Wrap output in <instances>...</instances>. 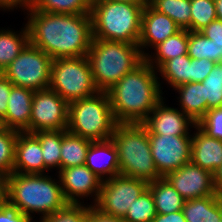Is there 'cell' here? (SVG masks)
I'll return each instance as SVG.
<instances>
[{
    "label": "cell",
    "mask_w": 222,
    "mask_h": 222,
    "mask_svg": "<svg viewBox=\"0 0 222 222\" xmlns=\"http://www.w3.org/2000/svg\"><path fill=\"white\" fill-rule=\"evenodd\" d=\"M30 43L53 60L87 56L92 42L90 14H56L24 8Z\"/></svg>",
    "instance_id": "obj_1"
},
{
    "label": "cell",
    "mask_w": 222,
    "mask_h": 222,
    "mask_svg": "<svg viewBox=\"0 0 222 222\" xmlns=\"http://www.w3.org/2000/svg\"><path fill=\"white\" fill-rule=\"evenodd\" d=\"M157 70L146 60L115 83L107 94L117 123H142L166 96Z\"/></svg>",
    "instance_id": "obj_2"
},
{
    "label": "cell",
    "mask_w": 222,
    "mask_h": 222,
    "mask_svg": "<svg viewBox=\"0 0 222 222\" xmlns=\"http://www.w3.org/2000/svg\"><path fill=\"white\" fill-rule=\"evenodd\" d=\"M53 174L56 177L49 173L13 172L7 176L6 203L34 222L64 208L68 202L63 195L58 174Z\"/></svg>",
    "instance_id": "obj_3"
},
{
    "label": "cell",
    "mask_w": 222,
    "mask_h": 222,
    "mask_svg": "<svg viewBox=\"0 0 222 222\" xmlns=\"http://www.w3.org/2000/svg\"><path fill=\"white\" fill-rule=\"evenodd\" d=\"M87 57L95 87L100 92L109 91L145 60L138 44L101 39H92Z\"/></svg>",
    "instance_id": "obj_4"
},
{
    "label": "cell",
    "mask_w": 222,
    "mask_h": 222,
    "mask_svg": "<svg viewBox=\"0 0 222 222\" xmlns=\"http://www.w3.org/2000/svg\"><path fill=\"white\" fill-rule=\"evenodd\" d=\"M111 140L118 152L121 175L148 183L162 178L152 157L148 131L142 123H117Z\"/></svg>",
    "instance_id": "obj_5"
},
{
    "label": "cell",
    "mask_w": 222,
    "mask_h": 222,
    "mask_svg": "<svg viewBox=\"0 0 222 222\" xmlns=\"http://www.w3.org/2000/svg\"><path fill=\"white\" fill-rule=\"evenodd\" d=\"M145 5L93 0L90 12L93 39L138 44Z\"/></svg>",
    "instance_id": "obj_6"
},
{
    "label": "cell",
    "mask_w": 222,
    "mask_h": 222,
    "mask_svg": "<svg viewBox=\"0 0 222 222\" xmlns=\"http://www.w3.org/2000/svg\"><path fill=\"white\" fill-rule=\"evenodd\" d=\"M116 124L107 92L98 91L69 103L67 131L74 135L91 141L107 140Z\"/></svg>",
    "instance_id": "obj_7"
},
{
    "label": "cell",
    "mask_w": 222,
    "mask_h": 222,
    "mask_svg": "<svg viewBox=\"0 0 222 222\" xmlns=\"http://www.w3.org/2000/svg\"><path fill=\"white\" fill-rule=\"evenodd\" d=\"M49 89L68 103L98 92L87 56L58 58L52 61Z\"/></svg>",
    "instance_id": "obj_8"
},
{
    "label": "cell",
    "mask_w": 222,
    "mask_h": 222,
    "mask_svg": "<svg viewBox=\"0 0 222 222\" xmlns=\"http://www.w3.org/2000/svg\"><path fill=\"white\" fill-rule=\"evenodd\" d=\"M52 61L43 50L29 42L2 74L14 86L45 90L50 85Z\"/></svg>",
    "instance_id": "obj_9"
},
{
    "label": "cell",
    "mask_w": 222,
    "mask_h": 222,
    "mask_svg": "<svg viewBox=\"0 0 222 222\" xmlns=\"http://www.w3.org/2000/svg\"><path fill=\"white\" fill-rule=\"evenodd\" d=\"M148 184L144 180L121 174L104 180L94 206L105 214L124 218L134 200L148 188Z\"/></svg>",
    "instance_id": "obj_10"
},
{
    "label": "cell",
    "mask_w": 222,
    "mask_h": 222,
    "mask_svg": "<svg viewBox=\"0 0 222 222\" xmlns=\"http://www.w3.org/2000/svg\"><path fill=\"white\" fill-rule=\"evenodd\" d=\"M69 103L51 89L34 91L29 131L67 130Z\"/></svg>",
    "instance_id": "obj_11"
},
{
    "label": "cell",
    "mask_w": 222,
    "mask_h": 222,
    "mask_svg": "<svg viewBox=\"0 0 222 222\" xmlns=\"http://www.w3.org/2000/svg\"><path fill=\"white\" fill-rule=\"evenodd\" d=\"M191 138L192 135L149 134L152 157L162 177L191 162Z\"/></svg>",
    "instance_id": "obj_12"
},
{
    "label": "cell",
    "mask_w": 222,
    "mask_h": 222,
    "mask_svg": "<svg viewBox=\"0 0 222 222\" xmlns=\"http://www.w3.org/2000/svg\"><path fill=\"white\" fill-rule=\"evenodd\" d=\"M57 174L63 195L68 203H87L89 205H94L96 203L101 189L102 180L85 164L60 169ZM88 198L90 202H84L88 201Z\"/></svg>",
    "instance_id": "obj_13"
},
{
    "label": "cell",
    "mask_w": 222,
    "mask_h": 222,
    "mask_svg": "<svg viewBox=\"0 0 222 222\" xmlns=\"http://www.w3.org/2000/svg\"><path fill=\"white\" fill-rule=\"evenodd\" d=\"M164 178L186 200H192L211 195H219L214 186L213 174L198 165L189 162Z\"/></svg>",
    "instance_id": "obj_14"
},
{
    "label": "cell",
    "mask_w": 222,
    "mask_h": 222,
    "mask_svg": "<svg viewBox=\"0 0 222 222\" xmlns=\"http://www.w3.org/2000/svg\"><path fill=\"white\" fill-rule=\"evenodd\" d=\"M169 106L164 97L142 122L148 134L192 135L195 123L182 110Z\"/></svg>",
    "instance_id": "obj_15"
},
{
    "label": "cell",
    "mask_w": 222,
    "mask_h": 222,
    "mask_svg": "<svg viewBox=\"0 0 222 222\" xmlns=\"http://www.w3.org/2000/svg\"><path fill=\"white\" fill-rule=\"evenodd\" d=\"M180 30L170 17L154 10L147 3L142 13L141 36L138 42L142 55L145 57L156 45Z\"/></svg>",
    "instance_id": "obj_16"
},
{
    "label": "cell",
    "mask_w": 222,
    "mask_h": 222,
    "mask_svg": "<svg viewBox=\"0 0 222 222\" xmlns=\"http://www.w3.org/2000/svg\"><path fill=\"white\" fill-rule=\"evenodd\" d=\"M13 172L22 174H48L42 157L39 139L32 133L18 132Z\"/></svg>",
    "instance_id": "obj_17"
},
{
    "label": "cell",
    "mask_w": 222,
    "mask_h": 222,
    "mask_svg": "<svg viewBox=\"0 0 222 222\" xmlns=\"http://www.w3.org/2000/svg\"><path fill=\"white\" fill-rule=\"evenodd\" d=\"M85 165L102 181L120 174L118 152L111 138L91 142Z\"/></svg>",
    "instance_id": "obj_18"
},
{
    "label": "cell",
    "mask_w": 222,
    "mask_h": 222,
    "mask_svg": "<svg viewBox=\"0 0 222 222\" xmlns=\"http://www.w3.org/2000/svg\"><path fill=\"white\" fill-rule=\"evenodd\" d=\"M191 138V162L210 173L222 165V140L208 136L197 125Z\"/></svg>",
    "instance_id": "obj_19"
},
{
    "label": "cell",
    "mask_w": 222,
    "mask_h": 222,
    "mask_svg": "<svg viewBox=\"0 0 222 222\" xmlns=\"http://www.w3.org/2000/svg\"><path fill=\"white\" fill-rule=\"evenodd\" d=\"M34 90L12 86L7 103V112L1 125L19 132L29 131V121Z\"/></svg>",
    "instance_id": "obj_20"
},
{
    "label": "cell",
    "mask_w": 222,
    "mask_h": 222,
    "mask_svg": "<svg viewBox=\"0 0 222 222\" xmlns=\"http://www.w3.org/2000/svg\"><path fill=\"white\" fill-rule=\"evenodd\" d=\"M178 108L198 123L205 116V86L202 82H189L172 89Z\"/></svg>",
    "instance_id": "obj_21"
},
{
    "label": "cell",
    "mask_w": 222,
    "mask_h": 222,
    "mask_svg": "<svg viewBox=\"0 0 222 222\" xmlns=\"http://www.w3.org/2000/svg\"><path fill=\"white\" fill-rule=\"evenodd\" d=\"M182 212L187 222H221L222 195L186 200Z\"/></svg>",
    "instance_id": "obj_22"
},
{
    "label": "cell",
    "mask_w": 222,
    "mask_h": 222,
    "mask_svg": "<svg viewBox=\"0 0 222 222\" xmlns=\"http://www.w3.org/2000/svg\"><path fill=\"white\" fill-rule=\"evenodd\" d=\"M188 41L189 31L181 29L173 36L156 45L152 49L153 51L145 56V60L157 70L167 60L187 54Z\"/></svg>",
    "instance_id": "obj_23"
},
{
    "label": "cell",
    "mask_w": 222,
    "mask_h": 222,
    "mask_svg": "<svg viewBox=\"0 0 222 222\" xmlns=\"http://www.w3.org/2000/svg\"><path fill=\"white\" fill-rule=\"evenodd\" d=\"M20 30L0 27V73L21 53L30 42L26 23Z\"/></svg>",
    "instance_id": "obj_24"
},
{
    "label": "cell",
    "mask_w": 222,
    "mask_h": 222,
    "mask_svg": "<svg viewBox=\"0 0 222 222\" xmlns=\"http://www.w3.org/2000/svg\"><path fill=\"white\" fill-rule=\"evenodd\" d=\"M148 188L153 195L156 213L170 214L182 210L185 200L164 177L150 182Z\"/></svg>",
    "instance_id": "obj_25"
},
{
    "label": "cell",
    "mask_w": 222,
    "mask_h": 222,
    "mask_svg": "<svg viewBox=\"0 0 222 222\" xmlns=\"http://www.w3.org/2000/svg\"><path fill=\"white\" fill-rule=\"evenodd\" d=\"M91 142L89 139L62 130L61 169L84 165Z\"/></svg>",
    "instance_id": "obj_26"
},
{
    "label": "cell",
    "mask_w": 222,
    "mask_h": 222,
    "mask_svg": "<svg viewBox=\"0 0 222 222\" xmlns=\"http://www.w3.org/2000/svg\"><path fill=\"white\" fill-rule=\"evenodd\" d=\"M157 74L160 87L166 84L167 88L169 87L168 90H170V88L174 89L177 86L189 83V76H190L189 55L185 54L183 56H177L173 59L167 60L157 69Z\"/></svg>",
    "instance_id": "obj_27"
},
{
    "label": "cell",
    "mask_w": 222,
    "mask_h": 222,
    "mask_svg": "<svg viewBox=\"0 0 222 222\" xmlns=\"http://www.w3.org/2000/svg\"><path fill=\"white\" fill-rule=\"evenodd\" d=\"M40 141L45 168L56 174L61 169L62 130L39 131L33 133Z\"/></svg>",
    "instance_id": "obj_28"
},
{
    "label": "cell",
    "mask_w": 222,
    "mask_h": 222,
    "mask_svg": "<svg viewBox=\"0 0 222 222\" xmlns=\"http://www.w3.org/2000/svg\"><path fill=\"white\" fill-rule=\"evenodd\" d=\"M148 4L170 17L181 29L191 31L190 0H150Z\"/></svg>",
    "instance_id": "obj_29"
},
{
    "label": "cell",
    "mask_w": 222,
    "mask_h": 222,
    "mask_svg": "<svg viewBox=\"0 0 222 222\" xmlns=\"http://www.w3.org/2000/svg\"><path fill=\"white\" fill-rule=\"evenodd\" d=\"M93 0H35L32 7L56 14H90Z\"/></svg>",
    "instance_id": "obj_30"
},
{
    "label": "cell",
    "mask_w": 222,
    "mask_h": 222,
    "mask_svg": "<svg viewBox=\"0 0 222 222\" xmlns=\"http://www.w3.org/2000/svg\"><path fill=\"white\" fill-rule=\"evenodd\" d=\"M187 54L190 58H206L222 63V47H217L213 40L206 38L201 32L189 31Z\"/></svg>",
    "instance_id": "obj_31"
},
{
    "label": "cell",
    "mask_w": 222,
    "mask_h": 222,
    "mask_svg": "<svg viewBox=\"0 0 222 222\" xmlns=\"http://www.w3.org/2000/svg\"><path fill=\"white\" fill-rule=\"evenodd\" d=\"M156 214L153 195L147 188L134 200L123 219L125 222H152Z\"/></svg>",
    "instance_id": "obj_32"
},
{
    "label": "cell",
    "mask_w": 222,
    "mask_h": 222,
    "mask_svg": "<svg viewBox=\"0 0 222 222\" xmlns=\"http://www.w3.org/2000/svg\"><path fill=\"white\" fill-rule=\"evenodd\" d=\"M205 86V114L209 109L222 107V63H216L202 81Z\"/></svg>",
    "instance_id": "obj_33"
},
{
    "label": "cell",
    "mask_w": 222,
    "mask_h": 222,
    "mask_svg": "<svg viewBox=\"0 0 222 222\" xmlns=\"http://www.w3.org/2000/svg\"><path fill=\"white\" fill-rule=\"evenodd\" d=\"M17 130L0 128V173L9 176L13 173Z\"/></svg>",
    "instance_id": "obj_34"
},
{
    "label": "cell",
    "mask_w": 222,
    "mask_h": 222,
    "mask_svg": "<svg viewBox=\"0 0 222 222\" xmlns=\"http://www.w3.org/2000/svg\"><path fill=\"white\" fill-rule=\"evenodd\" d=\"M190 2L192 32H200L217 19L214 0H190Z\"/></svg>",
    "instance_id": "obj_35"
},
{
    "label": "cell",
    "mask_w": 222,
    "mask_h": 222,
    "mask_svg": "<svg viewBox=\"0 0 222 222\" xmlns=\"http://www.w3.org/2000/svg\"><path fill=\"white\" fill-rule=\"evenodd\" d=\"M88 204L68 203L64 208L49 214L37 222H86Z\"/></svg>",
    "instance_id": "obj_36"
},
{
    "label": "cell",
    "mask_w": 222,
    "mask_h": 222,
    "mask_svg": "<svg viewBox=\"0 0 222 222\" xmlns=\"http://www.w3.org/2000/svg\"><path fill=\"white\" fill-rule=\"evenodd\" d=\"M197 126L208 136L222 140V107L209 109Z\"/></svg>",
    "instance_id": "obj_37"
},
{
    "label": "cell",
    "mask_w": 222,
    "mask_h": 222,
    "mask_svg": "<svg viewBox=\"0 0 222 222\" xmlns=\"http://www.w3.org/2000/svg\"><path fill=\"white\" fill-rule=\"evenodd\" d=\"M216 62L203 58H190V76L189 82H202L212 71Z\"/></svg>",
    "instance_id": "obj_38"
},
{
    "label": "cell",
    "mask_w": 222,
    "mask_h": 222,
    "mask_svg": "<svg viewBox=\"0 0 222 222\" xmlns=\"http://www.w3.org/2000/svg\"><path fill=\"white\" fill-rule=\"evenodd\" d=\"M0 222H34L7 203L0 207Z\"/></svg>",
    "instance_id": "obj_39"
},
{
    "label": "cell",
    "mask_w": 222,
    "mask_h": 222,
    "mask_svg": "<svg viewBox=\"0 0 222 222\" xmlns=\"http://www.w3.org/2000/svg\"><path fill=\"white\" fill-rule=\"evenodd\" d=\"M206 38L213 40L217 47H222V20L215 19L200 31Z\"/></svg>",
    "instance_id": "obj_40"
},
{
    "label": "cell",
    "mask_w": 222,
    "mask_h": 222,
    "mask_svg": "<svg viewBox=\"0 0 222 222\" xmlns=\"http://www.w3.org/2000/svg\"><path fill=\"white\" fill-rule=\"evenodd\" d=\"M13 84L2 73H0V121L5 118L7 103Z\"/></svg>",
    "instance_id": "obj_41"
},
{
    "label": "cell",
    "mask_w": 222,
    "mask_h": 222,
    "mask_svg": "<svg viewBox=\"0 0 222 222\" xmlns=\"http://www.w3.org/2000/svg\"><path fill=\"white\" fill-rule=\"evenodd\" d=\"M86 222H125V220L120 217L105 214L94 205L88 204V214Z\"/></svg>",
    "instance_id": "obj_42"
},
{
    "label": "cell",
    "mask_w": 222,
    "mask_h": 222,
    "mask_svg": "<svg viewBox=\"0 0 222 222\" xmlns=\"http://www.w3.org/2000/svg\"><path fill=\"white\" fill-rule=\"evenodd\" d=\"M34 1L35 0H0V11L8 13L14 12V10H23L24 8L31 7Z\"/></svg>",
    "instance_id": "obj_43"
},
{
    "label": "cell",
    "mask_w": 222,
    "mask_h": 222,
    "mask_svg": "<svg viewBox=\"0 0 222 222\" xmlns=\"http://www.w3.org/2000/svg\"><path fill=\"white\" fill-rule=\"evenodd\" d=\"M152 222H187L184 214L181 211H176L170 214H159L153 218Z\"/></svg>",
    "instance_id": "obj_44"
},
{
    "label": "cell",
    "mask_w": 222,
    "mask_h": 222,
    "mask_svg": "<svg viewBox=\"0 0 222 222\" xmlns=\"http://www.w3.org/2000/svg\"><path fill=\"white\" fill-rule=\"evenodd\" d=\"M7 176L0 173V207L6 204Z\"/></svg>",
    "instance_id": "obj_45"
},
{
    "label": "cell",
    "mask_w": 222,
    "mask_h": 222,
    "mask_svg": "<svg viewBox=\"0 0 222 222\" xmlns=\"http://www.w3.org/2000/svg\"><path fill=\"white\" fill-rule=\"evenodd\" d=\"M214 186L218 193L222 195V165L213 173Z\"/></svg>",
    "instance_id": "obj_46"
},
{
    "label": "cell",
    "mask_w": 222,
    "mask_h": 222,
    "mask_svg": "<svg viewBox=\"0 0 222 222\" xmlns=\"http://www.w3.org/2000/svg\"><path fill=\"white\" fill-rule=\"evenodd\" d=\"M215 1V11L216 17L219 20H222V0H214Z\"/></svg>",
    "instance_id": "obj_47"
},
{
    "label": "cell",
    "mask_w": 222,
    "mask_h": 222,
    "mask_svg": "<svg viewBox=\"0 0 222 222\" xmlns=\"http://www.w3.org/2000/svg\"><path fill=\"white\" fill-rule=\"evenodd\" d=\"M115 2H126V3H135V4H147L146 0H107Z\"/></svg>",
    "instance_id": "obj_48"
}]
</instances>
